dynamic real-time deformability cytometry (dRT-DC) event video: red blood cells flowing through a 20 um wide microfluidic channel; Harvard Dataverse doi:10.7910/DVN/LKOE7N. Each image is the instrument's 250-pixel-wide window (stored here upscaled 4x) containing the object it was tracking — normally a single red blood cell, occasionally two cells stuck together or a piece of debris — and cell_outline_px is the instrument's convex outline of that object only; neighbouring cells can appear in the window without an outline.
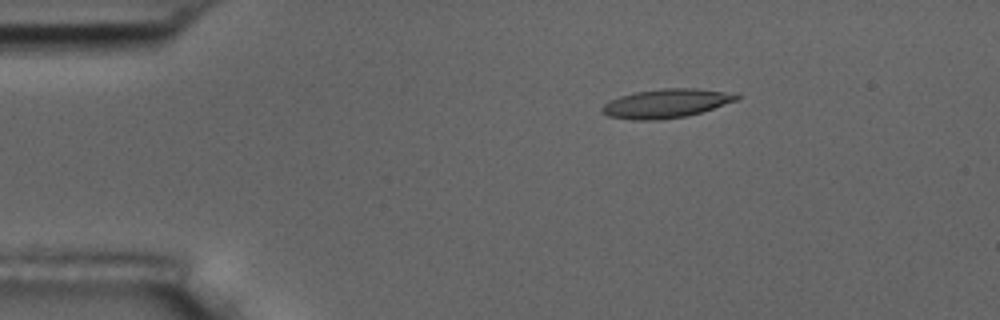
{"species": "common noctule bat (a hibernating species)", "species_latin": "Nyctalus noctula", "temperature_condition": "room temperature", "stored_images_in_passage": 2, "camera_frame_rate_fps": 3000, "um_per_image_px": 0.085, "animal": {"sex": "male", "body_mass_g": 17.5, "forearm_length_mm": 52.3}, "frame": {"image": 1, "passage_image": 1, "time_ms": 0.0, "image_size_px": [1000, 320], "cell_outline_px": [[740, 100], [700, 112], [684, 116], [660, 120], [632, 120], [608, 116], [600, 112], [600, 108], [608, 100], [620, 96], [636, 92], [660, 88], [696, 88], [736, 92], [740, 96]], "centroid_in_image_um": [56.64, 8.78], "position_along_channel_um": 28.4, "area_um2": 23.0}}